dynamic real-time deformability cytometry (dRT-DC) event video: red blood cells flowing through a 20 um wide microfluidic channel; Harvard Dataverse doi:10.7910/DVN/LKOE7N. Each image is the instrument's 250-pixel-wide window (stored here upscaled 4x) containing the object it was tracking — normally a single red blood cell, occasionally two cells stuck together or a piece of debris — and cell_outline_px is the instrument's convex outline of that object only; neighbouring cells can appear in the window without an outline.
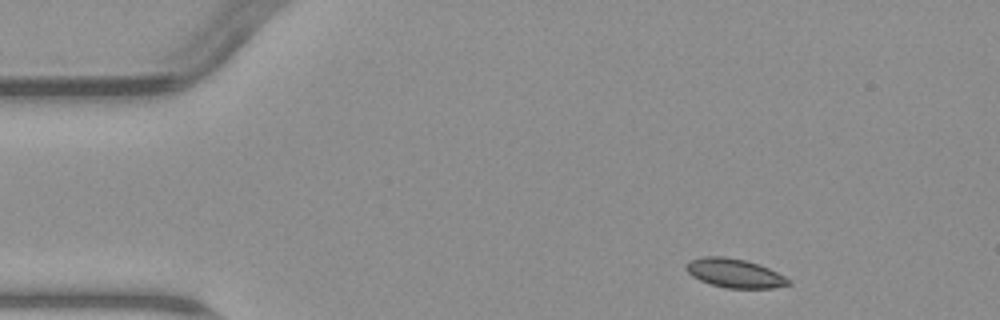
{"species": "common noctule bat (a hibernating species)", "species_latin": "Nyctalus noctula", "temperature_condition": "warm", "stored_images_in_passage": 5, "camera_frame_rate_fps": 3000, "um_per_image_px": 0.085, "animal": {"sex": "male", "body_mass_g": 23.1, "forearm_length_mm": 52.7}, "frame": {"image": 1, "passage_image": 1, "time_ms": 0.0, "image_size_px": [1000, 320], "cell_outline_px": [[792, 284], [772, 288], [724, 288], [700, 280], [692, 276], [684, 268], [692, 260], [700, 256], [724, 256], [744, 260], [768, 268], [792, 280]], "centroid_in_image_um": [62.45, 23.23], "position_along_channel_um": 22.5, "area_um2": 17.11}}
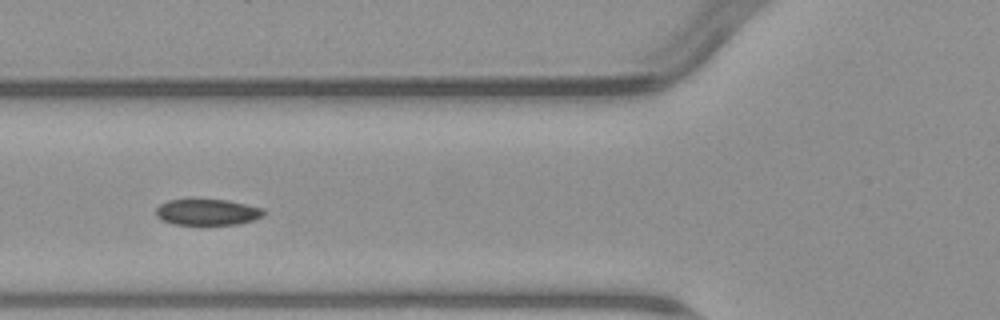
{"frame": {"image": 2, "passage_image": 4, "time_ms": 4.333, "image_size_px": [1000, 320], "cell_outline_px": [[264, 216], [252, 220], [236, 224], [172, 224], [156, 216], [156, 208], [160, 204], [168, 200], [228, 200], [264, 208]], "centroid_in_image_um": [17.64, 18.03], "position_along_channel_um": 108.2, "area_um2": 16.18}}
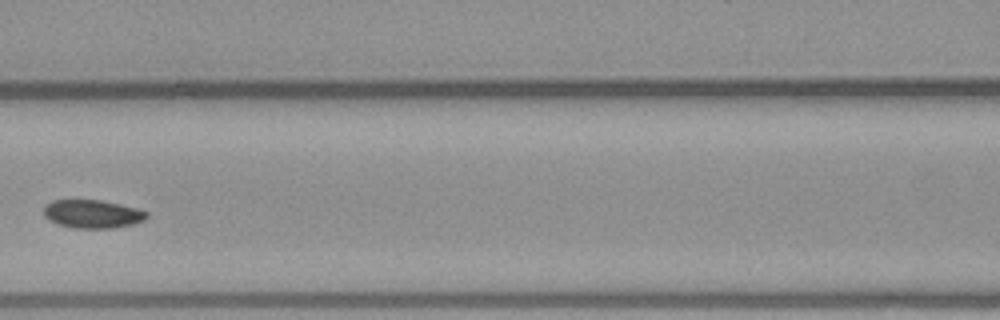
{"frame": {"image": 3, "passage_image": 5, "time_ms": 5.667, "image_size_px": [1000, 320], "cell_outline_px": [[148, 216], [144, 220], [132, 224], [112, 228], [76, 228], [56, 224], [48, 220], [44, 216], [44, 204], [52, 200], [100, 200], [120, 204], [136, 208], [148, 212]], "centroid_in_image_um": [7.82, 18.18], "position_along_channel_um": 158.8, "area_um2": 17.05}}